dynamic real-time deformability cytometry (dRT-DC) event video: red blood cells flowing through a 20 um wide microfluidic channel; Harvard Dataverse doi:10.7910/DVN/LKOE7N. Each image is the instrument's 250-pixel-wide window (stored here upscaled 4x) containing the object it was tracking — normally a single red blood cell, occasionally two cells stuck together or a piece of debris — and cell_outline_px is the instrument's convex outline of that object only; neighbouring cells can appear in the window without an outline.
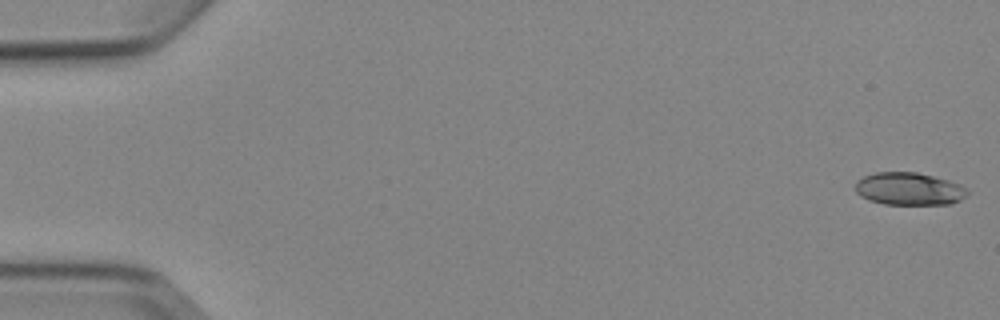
{"species": "Egyptian fruit bat (a non-hibernating species)", "species_latin": "Rousettus aegyptiacus", "temperature_condition": "cold", "stored_images_in_passage": 6, "camera_frame_rate_fps": 3000, "um_per_image_px": 0.085, "animal": {"sex": "female"}, "frame": {"image": 1, "passage_image": 1, "time_ms": 0.0, "image_size_px": [1000, 320], "cell_outline_px": [[968, 192], [960, 200], [952, 204], [884, 204], [868, 200], [860, 196], [856, 192], [856, 180], [864, 176], [876, 172], [916, 172], [948, 180], [960, 184]], "centroid_in_image_um": [77.24, 16.05], "position_along_channel_um": 7.8, "area_um2": 21.21}}
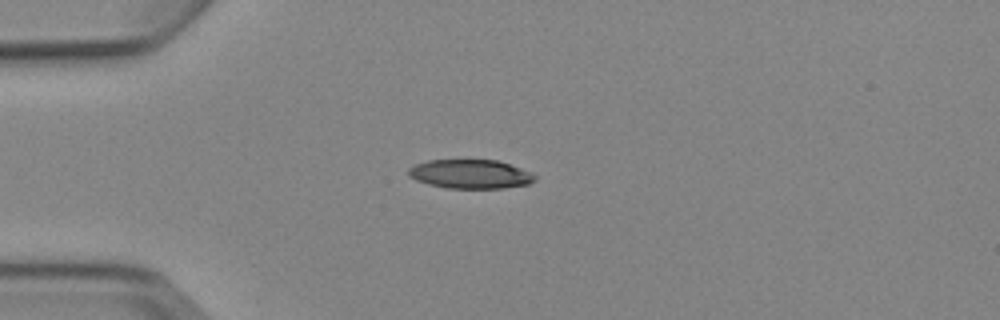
{"frame": {"image": 2, "passage_image": 4, "time_ms": 4.333, "image_size_px": [1000, 320], "cell_outline_px": [[536, 180], [528, 184], [504, 188], [444, 188], [428, 184], [416, 180], [408, 176], [408, 168], [416, 164], [428, 160], [496, 160], [520, 168], [536, 176]], "centroid_in_image_um": [39.94, 14.8], "position_along_channel_um": 45.1, "area_um2": 21.27}}
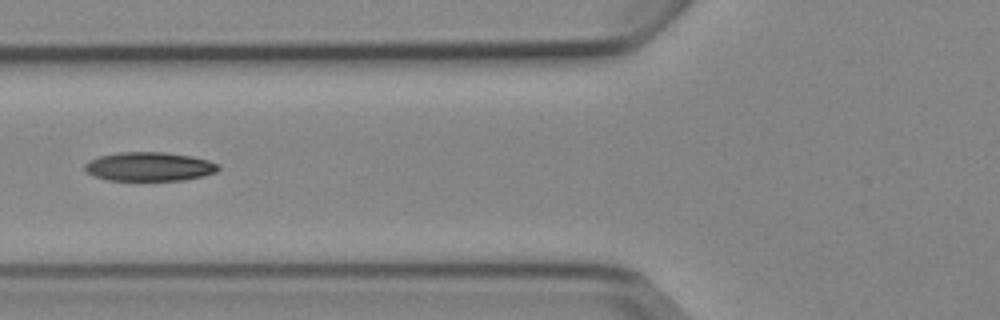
{"frame": {"image": 3, "passage_image": 6, "time_ms": 6.667, "image_size_px": [1000, 320], "cell_outline_px": [[220, 168], [216, 172], [204, 176], [184, 180], [108, 180], [92, 176], [84, 168], [84, 164], [88, 160], [100, 156], [120, 152], [164, 152], [192, 156], [208, 160], [220, 164]], "centroid_in_image_um": [12.7, 14.16], "position_along_channel_um": 113.1, "area_um2": 22.66}}